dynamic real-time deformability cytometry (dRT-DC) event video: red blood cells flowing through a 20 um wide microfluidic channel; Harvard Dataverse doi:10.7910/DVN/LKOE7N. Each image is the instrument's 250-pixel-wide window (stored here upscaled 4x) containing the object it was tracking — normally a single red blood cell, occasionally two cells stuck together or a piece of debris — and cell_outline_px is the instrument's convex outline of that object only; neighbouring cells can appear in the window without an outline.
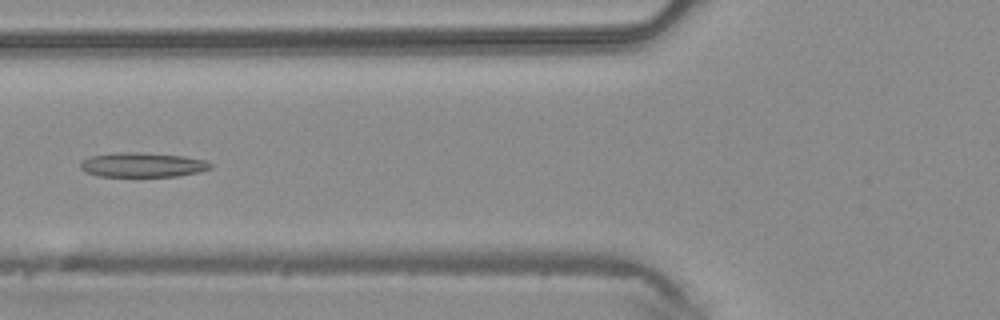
{"species": "common noctule bat (a hibernating species)", "species_latin": "Nyctalus noctula", "temperature_condition": "warm", "stored_images_in_passage": 45, "camera_frame_rate_fps": 3000, "um_per_image_px": 0.085, "animal": {"sex": "male", "body_mass_g": 20.4}, "frame": {"image": 1, "passage_image": 17, "time_ms": 5.333, "image_size_px": [1000, 320], "cell_outline_px": [[212, 168], [200, 172], [176, 176], [96, 176], [80, 168], [80, 164], [84, 160], [92, 156], [116, 152], [144, 152], [180, 156], [204, 160], [212, 164]], "centroid_in_image_um": [12.13, 14.01], "position_along_channel_um": 113.7, "area_um2": 18.44}}
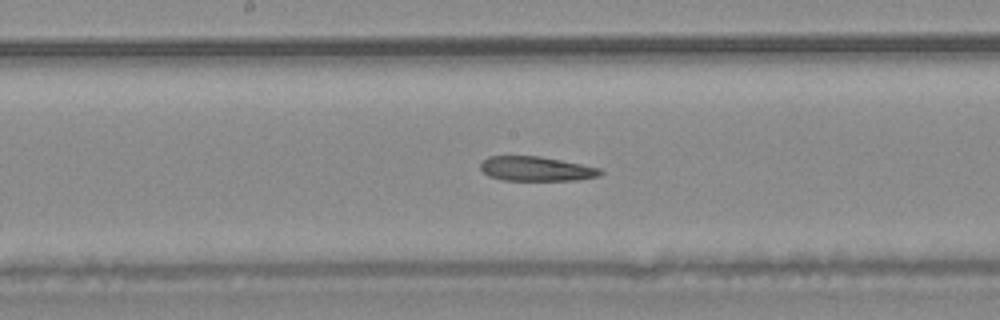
{"frame": {"image": 2, "passage_image": 23, "time_ms": 7.333, "image_size_px": [1000, 320], "cell_outline_px": [[604, 172], [600, 176], [576, 180], [504, 180], [488, 176], [480, 168], [480, 160], [488, 156], [540, 156], [600, 168]], "centroid_in_image_um": [45.55, 14.34], "position_along_channel_um": 202.7, "area_um2": 17.17}}
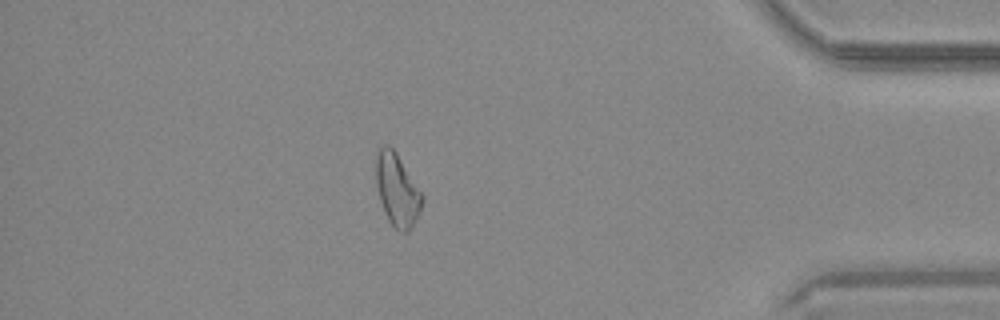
{"frame": {"image": 3, "passage_image": 39, "time_ms": 12.667, "image_size_px": [1000, 320], "cell_outline_px": [[424, 200], [408, 232], [400, 232], [388, 220], [384, 212], [380, 200], [376, 184], [376, 152], [384, 144], [388, 144], [396, 152], [424, 196]], "centroid_in_image_um": [33.74, 16.11], "position_along_channel_um": 401.5, "area_um2": 19.25}}